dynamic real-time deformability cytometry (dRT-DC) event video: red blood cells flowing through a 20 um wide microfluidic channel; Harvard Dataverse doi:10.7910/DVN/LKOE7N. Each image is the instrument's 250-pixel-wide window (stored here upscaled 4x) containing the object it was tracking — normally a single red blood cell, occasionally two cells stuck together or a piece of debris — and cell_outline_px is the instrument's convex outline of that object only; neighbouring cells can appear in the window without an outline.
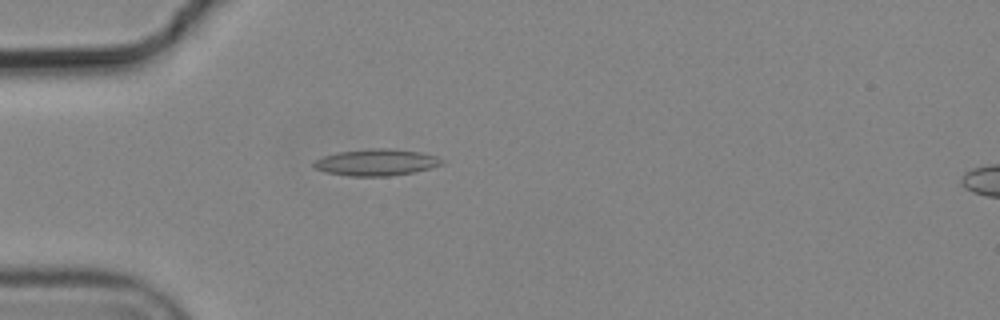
{"species": "common noctule bat (a hibernating species)", "species_latin": "Nyctalus noctula", "temperature_condition": "cold", "stored_images_in_passage": 5, "camera_frame_rate_fps": 3000, "um_per_image_px": 0.085, "animal": {"sex": "male", "body_mass_g": 19.2, "forearm_length_mm": 51.8}, "frame": {"image": 1, "passage_image": 5, "time_ms": 1.333, "image_size_px": [1000, 320], "cell_outline_px": [[444, 164], [416, 172], [392, 176], [348, 176], [324, 172], [316, 168], [312, 164], [316, 160], [324, 156], [340, 152], [372, 148], [388, 148], [420, 152], [436, 156], [444, 160]], "centroid_in_image_um": [32.02, 13.81], "position_along_channel_um": 53.0, "area_um2": 19.88}}